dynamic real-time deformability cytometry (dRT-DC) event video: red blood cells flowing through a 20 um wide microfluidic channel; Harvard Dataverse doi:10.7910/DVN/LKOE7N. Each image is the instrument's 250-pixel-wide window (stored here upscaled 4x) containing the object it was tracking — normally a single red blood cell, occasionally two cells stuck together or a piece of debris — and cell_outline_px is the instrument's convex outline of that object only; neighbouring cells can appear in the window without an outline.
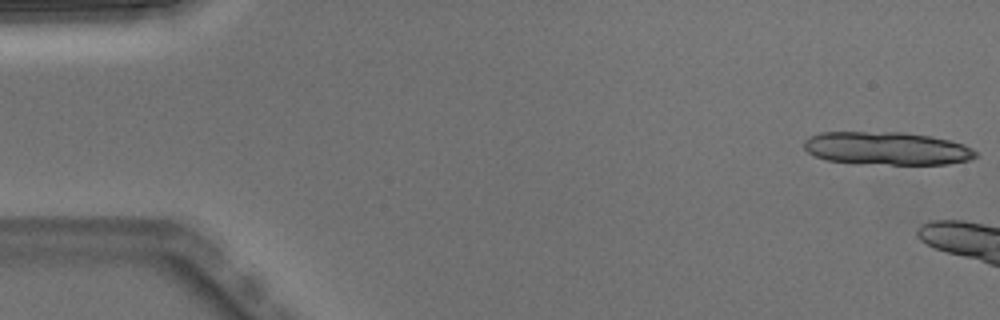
{"species": "Egyptian fruit bat (a non-hibernating species)", "species_latin": "Rousettus aegyptiacus", "temperature_condition": "warm", "stored_images_in_passage": 3, "camera_frame_rate_fps": 3000, "um_per_image_px": 0.085, "animal": {"sex": "male"}, "frame": {"image": 1, "passage_image": 1, "time_ms": 0.0, "image_size_px": [1000, 320], "cell_outline_px": [[976, 156], [972, 160], [948, 164], [852, 164], [828, 160], [816, 156], [808, 152], [804, 148], [804, 140], [808, 136], [820, 132], [904, 132], [932, 136], [964, 144], [972, 148], [976, 152]], "centroid_in_image_um": [75.37, 12.62], "position_along_channel_um": 9.6, "area_um2": 33.47}}